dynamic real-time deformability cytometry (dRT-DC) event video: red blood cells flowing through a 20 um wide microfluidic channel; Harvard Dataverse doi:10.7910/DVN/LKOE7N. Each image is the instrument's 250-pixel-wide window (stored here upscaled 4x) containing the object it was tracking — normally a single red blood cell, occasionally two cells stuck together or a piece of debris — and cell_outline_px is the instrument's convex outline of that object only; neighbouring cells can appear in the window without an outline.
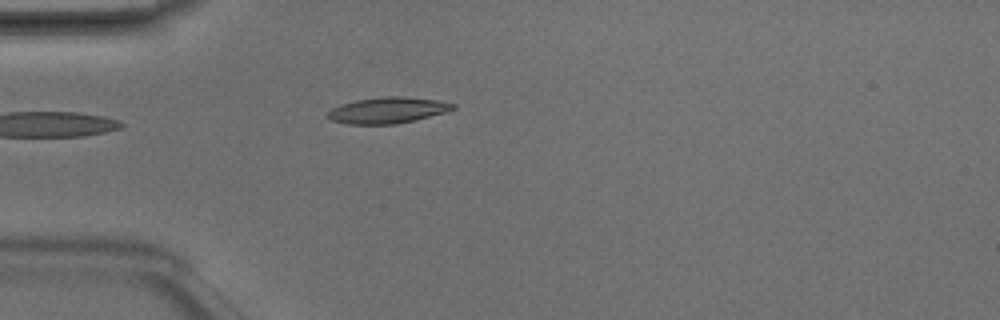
{"species": "Egyptian fruit bat (a non-hibernating species)", "species_latin": "Rousettus aegyptiacus", "temperature_condition": "room temperature", "stored_images_in_passage": 1, "camera_frame_rate_fps": 3000, "um_per_image_px": 0.085, "animal": {"sex": "male"}, "frame": {"image": 1, "passage_image": 1, "time_ms": 0.0, "image_size_px": [1000, 320], "cell_outline_px": [[456, 108], [448, 112], [396, 124], [348, 124], [332, 120], [328, 116], [328, 112], [332, 108], [340, 104], [356, 100], [380, 96], [404, 96], [436, 100], [456, 104]], "centroid_in_image_um": [32.98, 9.36], "position_along_channel_um": 52.0, "area_um2": 19.07}}